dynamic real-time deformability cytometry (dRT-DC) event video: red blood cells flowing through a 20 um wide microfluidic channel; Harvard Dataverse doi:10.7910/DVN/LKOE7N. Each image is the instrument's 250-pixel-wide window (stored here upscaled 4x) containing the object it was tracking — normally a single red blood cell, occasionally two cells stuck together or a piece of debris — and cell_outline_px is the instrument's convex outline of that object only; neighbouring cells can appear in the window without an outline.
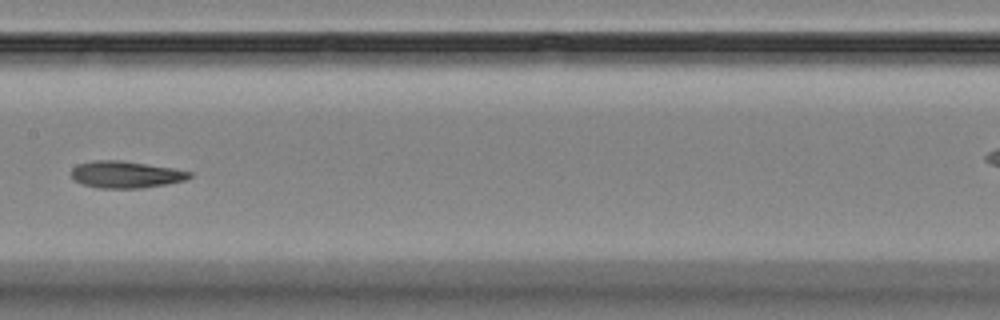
{"species": "Egyptian fruit bat (a non-hibernating species)", "species_latin": "Rousettus aegyptiacus", "temperature_condition": "room temperature", "stored_images_in_passage": 13, "camera_frame_rate_fps": 3000, "um_per_image_px": 0.085, "animal": {"sex": "female"}, "frame": {"image": 1, "passage_image": 6, "time_ms": 7.0, "image_size_px": [1000, 320], "cell_outline_px": [[192, 176], [184, 180], [144, 188], [96, 188], [72, 180], [72, 168], [76, 164], [92, 160], [124, 160], [172, 168], [192, 172]], "centroid_in_image_um": [10.65, 14.82], "position_along_channel_um": 196.8, "area_um2": 18.61}}
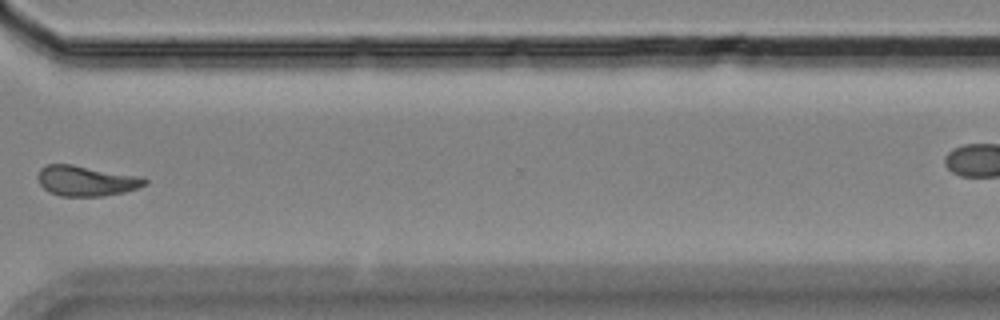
{"frame": {"image": 2, "passage_image": 10, "time_ms": 11.667, "image_size_px": [1000, 320], "cell_outline_px": [[148, 184], [124, 192], [104, 196], [60, 196], [48, 192], [40, 184], [36, 176], [40, 168], [48, 164], [72, 164], [144, 176], [148, 180]], "centroid_in_image_um": [7.34, 15.36], "position_along_channel_um": 363.3, "area_um2": 19.25}}
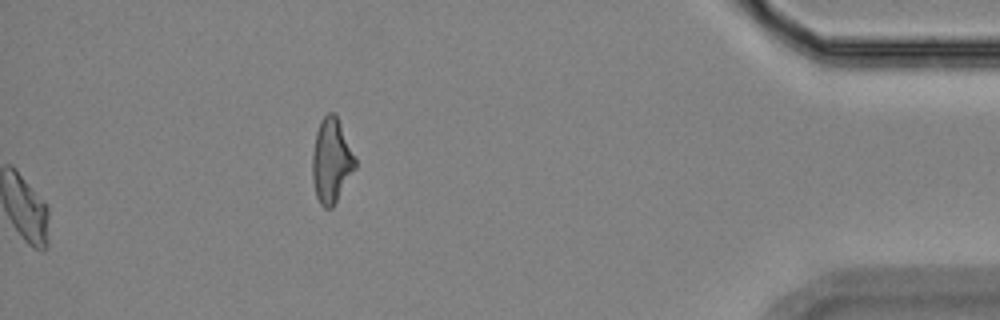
{"frame": {"image": 3, "passage_image": 13, "time_ms": 16.333, "image_size_px": [1000, 320], "cell_outline_px": [[356, 168], [332, 208], [324, 208], [320, 204], [316, 196], [312, 180], [312, 152], [316, 132], [320, 120], [328, 112], [336, 112], [356, 160]], "centroid_in_image_um": [28.15, 13.65], "position_along_channel_um": 407.0, "area_um2": 21.21}, "authors_computed_cell_mechanics": {"area_um2": 18.6694, "velocity_mm_per_s": 3.5818, "shape_relaxation_time_tau1_ms": 4.814, "shape_relaxation_time_tau2_ms": 3.1227, "deformation_change_tau1": 0.1356, "deformation_change_tau2": 0.0849}}